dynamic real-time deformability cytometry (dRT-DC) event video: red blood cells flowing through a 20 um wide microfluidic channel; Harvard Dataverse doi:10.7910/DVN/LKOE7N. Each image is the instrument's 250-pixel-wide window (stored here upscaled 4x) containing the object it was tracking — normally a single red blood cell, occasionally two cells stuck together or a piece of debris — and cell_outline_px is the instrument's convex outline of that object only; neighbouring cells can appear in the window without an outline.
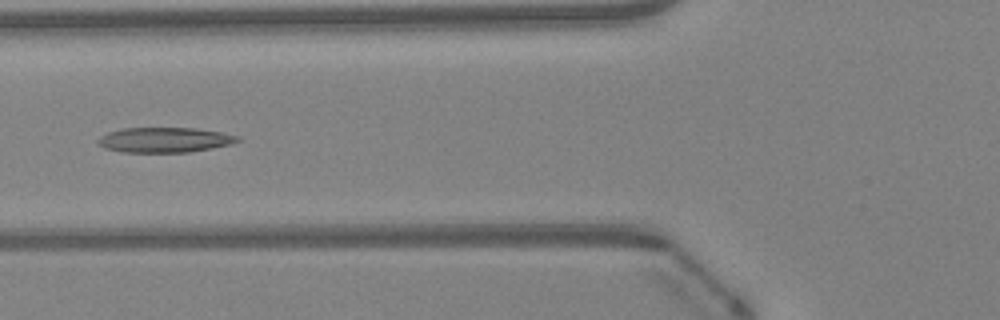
{"species": "Egyptian fruit bat (a non-hibernating species)", "species_latin": "Rousettus aegyptiacus", "temperature_condition": "warm", "stored_images_in_passage": 46, "camera_frame_rate_fps": 3000, "um_per_image_px": 0.085, "animal": {"sex": "female"}, "frame": {"image": 1, "passage_image": 17, "time_ms": 5.333, "image_size_px": [1000, 320], "cell_outline_px": [[240, 140], [228, 144], [212, 148], [188, 152], [124, 152], [104, 148], [96, 140], [100, 136], [108, 132], [124, 128], [192, 128], [220, 132], [240, 136]], "centroid_in_image_um": [13.96, 11.89], "position_along_channel_um": 111.8, "area_um2": 20.17}}
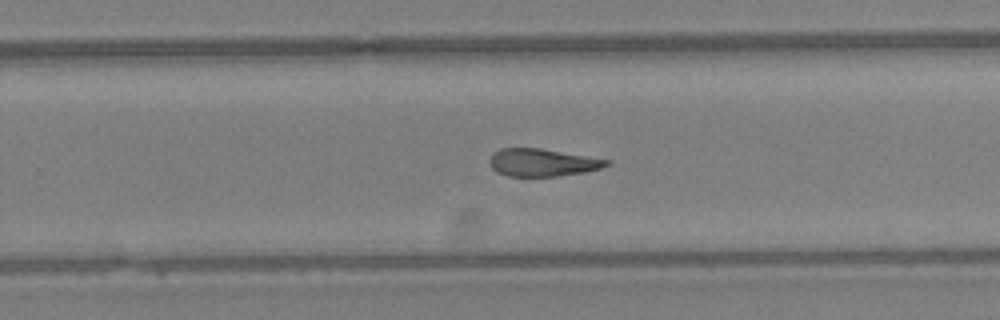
{"frame": {"image": 2, "passage_image": 29, "time_ms": 9.333, "image_size_px": [1000, 320], "cell_outline_px": [[612, 164], [600, 168], [584, 172], [556, 176], [508, 176], [496, 172], [492, 168], [488, 160], [492, 152], [500, 148], [540, 148], [612, 160]], "centroid_in_image_um": [46.09, 13.8], "position_along_channel_um": 283.7, "area_um2": 18.96}}
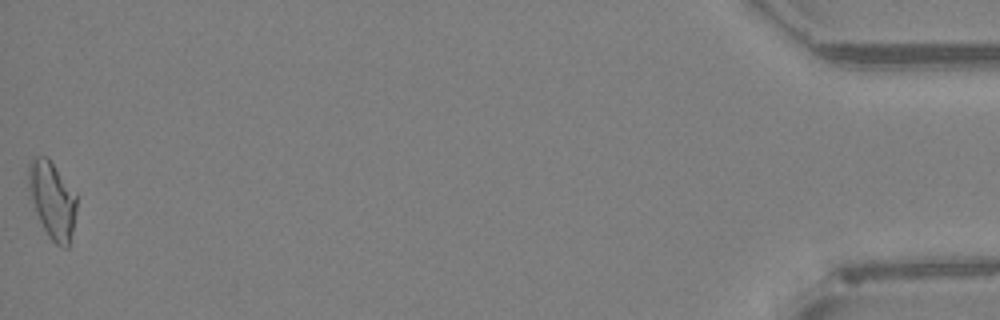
{"frame": {"image": 3, "passage_image": 46, "time_ms": 15.0, "image_size_px": [1000, 320], "cell_outline_px": [[76, 212], [68, 248], [64, 248], [56, 244], [48, 236], [36, 212], [28, 188], [28, 164], [36, 156], [48, 156], [76, 192]], "centroid_in_image_um": [4.45, 16.96], "position_along_channel_um": 430.7, "area_um2": 21.56}, "authors_computed_cell_mechanics": {"area_um2": 20.3167, "velocity_mm_per_s": 4.3113, "shape_relaxation_time_tau1_ms": 9.1582, "shape_relaxation_time_tau2_ms": 5.3674, "deformation_change_tau1": 0.2273, "deformation_change_tau2": 0.1838}}